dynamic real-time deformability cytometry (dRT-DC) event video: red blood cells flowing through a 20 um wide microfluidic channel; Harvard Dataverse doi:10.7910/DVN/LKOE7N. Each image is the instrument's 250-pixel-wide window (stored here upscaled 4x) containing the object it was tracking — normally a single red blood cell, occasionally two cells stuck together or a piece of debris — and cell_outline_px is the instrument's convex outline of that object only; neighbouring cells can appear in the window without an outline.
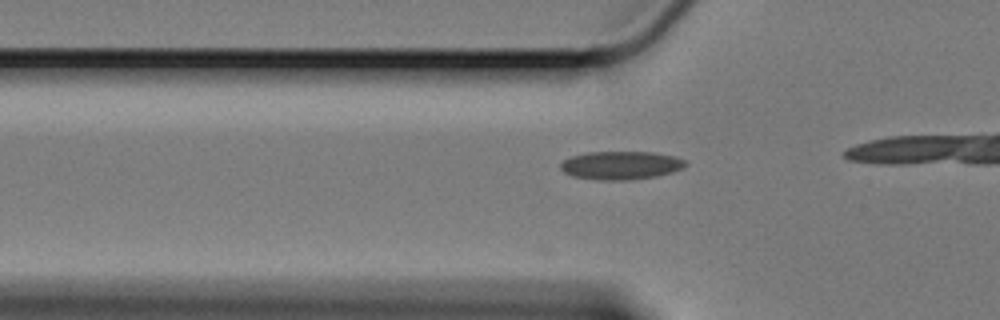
{"species": "Egyptian fruit bat (a non-hibernating species)", "species_latin": "Rousettus aegyptiacus", "temperature_condition": "cold", "stored_images_in_passage": 15, "camera_frame_rate_fps": 3000, "um_per_image_px": 0.085, "animal": {"sex": "female"}, "frame": {"image": 1, "passage_image": 9, "time_ms": 2.667, "image_size_px": [1000, 320], "cell_outline_px": [[688, 164], [684, 168], [672, 172], [656, 176], [628, 180], [600, 180], [572, 176], [564, 172], [560, 168], [560, 164], [564, 160], [572, 156], [588, 152], [656, 152], [676, 156], [684, 160]], "centroid_in_image_um": [52.8, 14.05], "position_along_channel_um": 73.0, "area_um2": 20.69}}
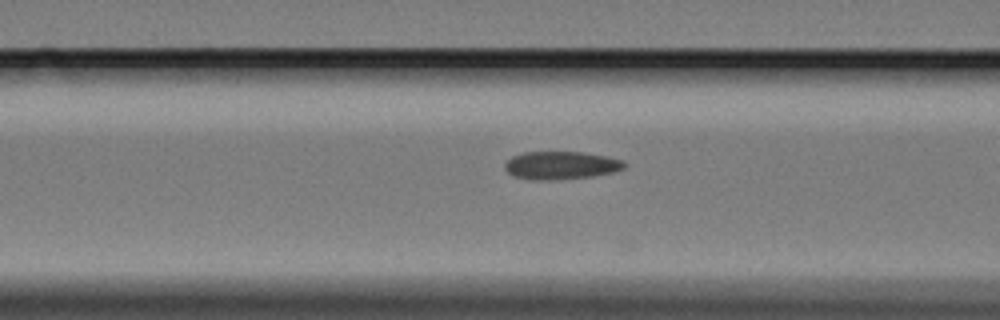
{"frame": {"image": 2, "passage_image": 13, "time_ms": 4.0, "image_size_px": [1000, 320], "cell_outline_px": [[628, 164], [624, 168], [612, 172], [592, 176], [548, 180], [540, 180], [512, 176], [504, 168], [504, 164], [512, 156], [524, 152], [584, 152], [624, 160]], "centroid_in_image_um": [47.68, 14.04], "position_along_channel_um": 118.9, "area_um2": 19.36}}